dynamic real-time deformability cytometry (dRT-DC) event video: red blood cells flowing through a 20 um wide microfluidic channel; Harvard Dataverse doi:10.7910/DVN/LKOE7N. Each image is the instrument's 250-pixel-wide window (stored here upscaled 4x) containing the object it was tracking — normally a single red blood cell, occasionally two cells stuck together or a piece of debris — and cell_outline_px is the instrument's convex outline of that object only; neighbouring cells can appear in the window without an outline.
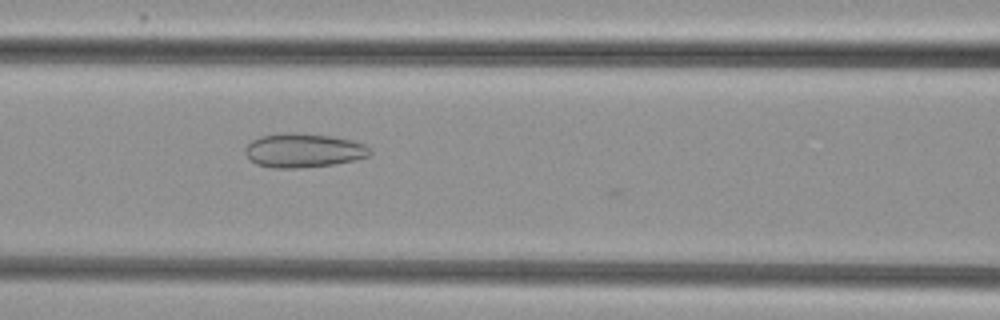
{"species": "common noctule bat (a hibernating species)", "species_latin": "Nyctalus noctula", "temperature_condition": "cold", "stored_images_in_passage": 29, "camera_frame_rate_fps": 3000, "um_per_image_px": 0.085, "animal": {"sex": "female", "body_mass_g": 29.2, "forearm_length_mm": 56.3}, "frame": {"image": 1, "passage_image": 8, "time_ms": 2.333, "image_size_px": [1000, 320], "cell_outline_px": [[372, 152], [368, 156], [356, 160], [332, 164], [296, 168], [272, 168], [256, 164], [244, 152], [244, 148], [252, 140], [260, 136], [292, 132], [332, 136], [352, 140], [364, 144]], "centroid_in_image_um": [25.79, 12.78], "position_along_channel_um": 140.8, "area_um2": 24.62}}
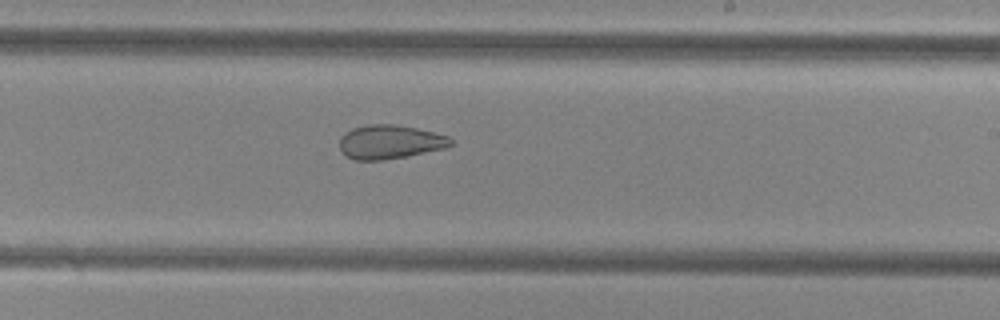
{"frame": {"image": 2, "passage_image": 17, "time_ms": 5.333, "image_size_px": [1000, 320], "cell_outline_px": [[456, 144], [444, 148], [408, 156], [384, 160], [356, 160], [348, 156], [340, 148], [340, 136], [352, 128], [368, 124], [396, 124], [416, 128], [448, 136]], "centroid_in_image_um": [33.16, 12.06], "position_along_channel_um": 255.8, "area_um2": 21.96}}
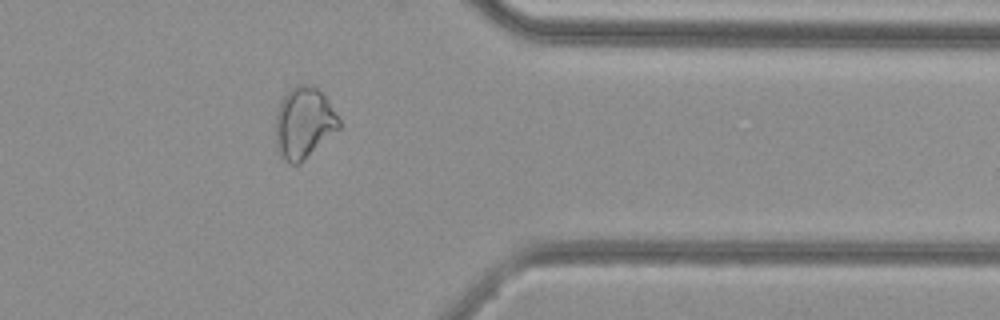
{"frame": {"image": 3, "passage_image": 28, "time_ms": 9.0, "image_size_px": [1000, 320], "cell_outline_px": [[340, 128], [300, 164], [292, 164], [284, 160], [280, 156], [276, 148], [276, 112], [280, 100], [296, 84], [312, 84], [328, 100], [340, 120]], "centroid_in_image_um": [25.82, 10.45], "position_along_channel_um": 385.6, "area_um2": 26.41}}